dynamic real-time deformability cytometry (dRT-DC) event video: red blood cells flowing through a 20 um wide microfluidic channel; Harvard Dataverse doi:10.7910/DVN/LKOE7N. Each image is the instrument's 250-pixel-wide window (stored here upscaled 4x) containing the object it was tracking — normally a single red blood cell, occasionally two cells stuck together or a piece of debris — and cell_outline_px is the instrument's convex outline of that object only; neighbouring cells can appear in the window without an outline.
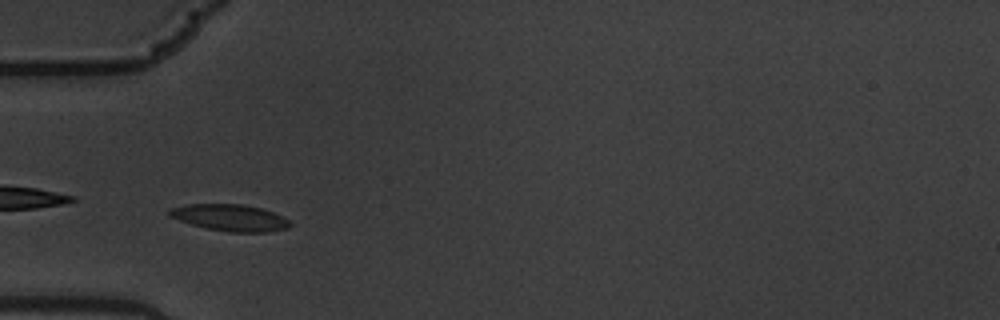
{"species": "common noctule bat (a hibernating species)", "species_latin": "Nyctalus noctula", "temperature_condition": "warm", "stored_images_in_passage": 6, "camera_frame_rate_fps": 3000, "um_per_image_px": 0.085, "animal": {"sex": "male", "body_mass_g": 19.5, "forearm_length_mm": 54.6}, "frame": {"image": 1, "passage_image": 5, "time_ms": 1.333, "image_size_px": [1000, 320], "cell_outline_px": [[292, 224], [288, 228], [268, 232], [232, 232], [208, 228], [192, 224], [168, 216], [168, 208], [184, 204], [244, 204], [260, 208], [272, 212], [288, 220]], "centroid_in_image_um": [19.52, 18.49], "position_along_channel_um": 65.5, "area_um2": 18.61}}